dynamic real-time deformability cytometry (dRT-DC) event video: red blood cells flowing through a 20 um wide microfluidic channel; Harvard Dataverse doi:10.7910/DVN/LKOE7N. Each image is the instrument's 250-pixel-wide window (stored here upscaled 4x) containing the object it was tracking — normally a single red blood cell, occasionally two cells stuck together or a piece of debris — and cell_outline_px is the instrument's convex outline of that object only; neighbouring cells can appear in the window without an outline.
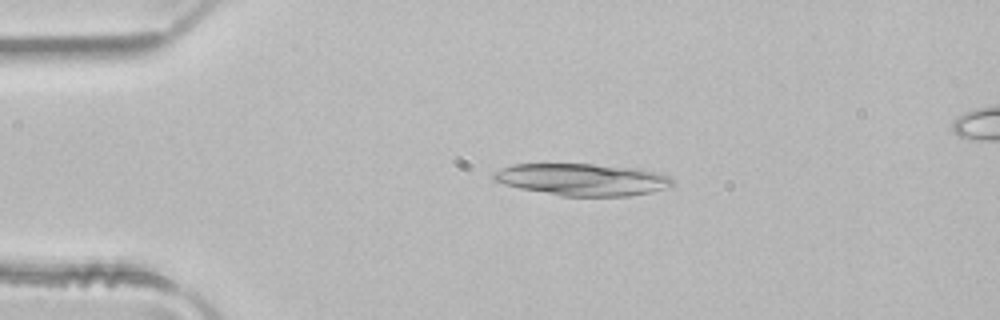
{"species": "common noctule bat (a hibernating species)", "species_latin": "Nyctalus noctula", "temperature_condition": "room temperature", "stored_images_in_passage": 3, "camera_frame_rate_fps": 3000, "um_per_image_px": 0.085, "animal": {"sex": "male", "body_mass_g": 21.5, "forearm_length_mm": 52.0}, "frame": {"image": 1, "passage_image": 2, "time_ms": 0.333, "image_size_px": [1000, 320], "cell_outline_px": [[672, 184], [664, 188], [652, 192], [628, 196], [560, 196], [520, 188], [504, 184], [492, 180], [492, 172], [512, 164], [592, 164], [636, 168], [660, 172], [668, 176], [672, 180]], "centroid_in_image_um": [49.47, 15.26], "position_along_channel_um": 35.5, "area_um2": 33.41}}